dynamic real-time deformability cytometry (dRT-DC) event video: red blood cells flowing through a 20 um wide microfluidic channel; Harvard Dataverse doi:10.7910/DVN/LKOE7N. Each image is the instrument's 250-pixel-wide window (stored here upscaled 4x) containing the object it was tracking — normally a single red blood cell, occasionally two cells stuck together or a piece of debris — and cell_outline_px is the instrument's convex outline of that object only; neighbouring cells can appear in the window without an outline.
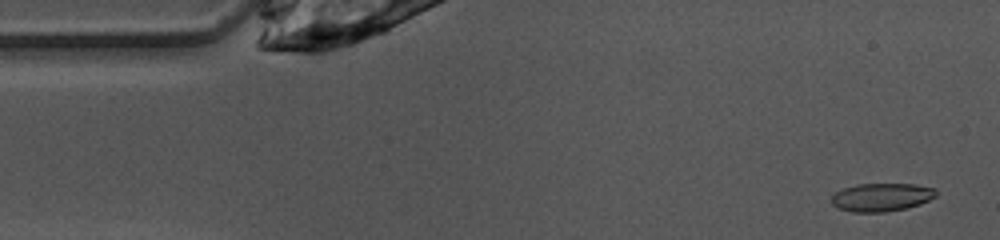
{"species": "common noctule bat (a hibernating species)", "species_latin": "Nyctalus noctula", "temperature_condition": "warm", "stored_images_in_passage": 5, "camera_frame_rate_fps": 3000, "um_per_image_px": 0.085, "animal": {"sex": "female", "body_mass_g": 10.0, "forearm_length_mm": 53.1}, "frame": {"image": 1, "passage_image": 2, "time_ms": 0.333, "image_size_px": [1000, 240], "cell_outline_px": [[936, 196], [920, 204], [904, 208], [884, 212], [852, 212], [840, 208], [832, 204], [832, 196], [836, 192], [844, 188], [856, 184], [916, 184], [936, 188]], "centroid_in_image_um": [74.94, 16.75], "position_along_channel_um": 10.1, "area_um2": 17.05}}